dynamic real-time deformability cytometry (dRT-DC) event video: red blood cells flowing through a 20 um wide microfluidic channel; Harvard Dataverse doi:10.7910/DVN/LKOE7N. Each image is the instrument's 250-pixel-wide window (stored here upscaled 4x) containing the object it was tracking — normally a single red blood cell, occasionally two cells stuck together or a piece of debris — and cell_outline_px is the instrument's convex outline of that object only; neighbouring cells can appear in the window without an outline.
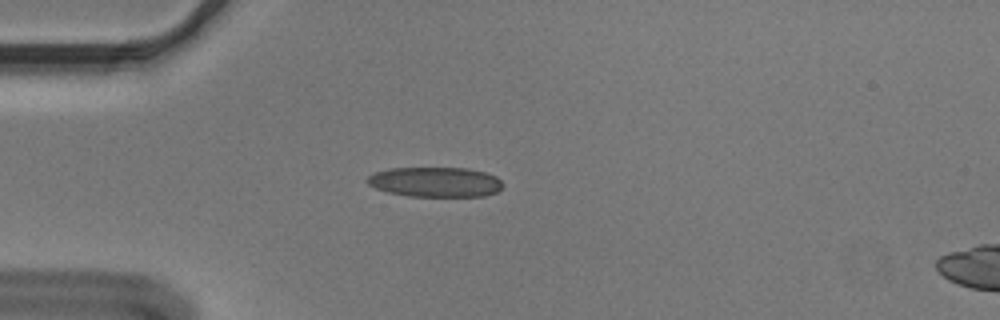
{"species": "Egyptian fruit bat (a non-hibernating species)", "species_latin": "Rousettus aegyptiacus", "temperature_condition": "cold", "stored_images_in_passage": 46, "camera_frame_rate_fps": 3000, "um_per_image_px": 0.085, "animal": {"sex": "male"}, "frame": {"image": 1, "passage_image": 6, "time_ms": 1.667, "image_size_px": [1000, 320], "cell_outline_px": [[504, 184], [496, 192], [484, 196], [408, 196], [388, 192], [376, 188], [368, 184], [364, 180], [368, 176], [376, 172], [388, 168], [468, 168], [484, 172], [496, 176]], "centroid_in_image_um": [36.98, 15.46], "position_along_channel_um": 48.0, "area_um2": 23.64}}
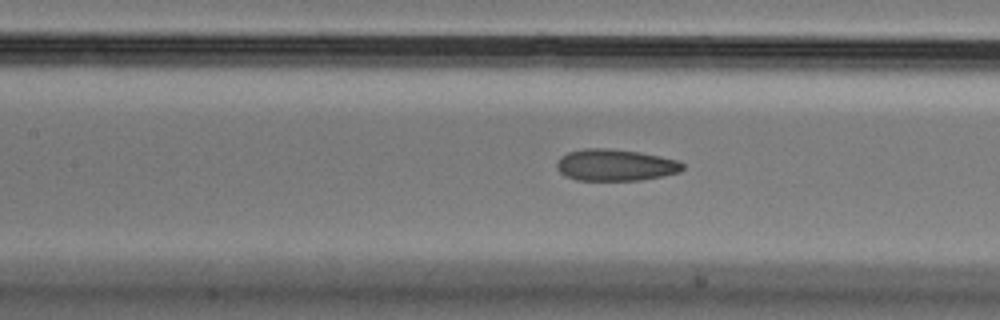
{"frame": {"image": 2, "passage_image": 16, "time_ms": 5.0, "image_size_px": [1000, 320], "cell_outline_px": [[684, 168], [680, 172], [664, 176], [640, 180], [576, 180], [564, 176], [556, 168], [556, 164], [560, 156], [568, 152], [584, 148], [608, 148], [640, 152], [660, 156], [676, 160], [684, 164]], "centroid_in_image_um": [52.29, 14.03], "position_along_channel_um": 155.1, "area_um2": 23.41}}
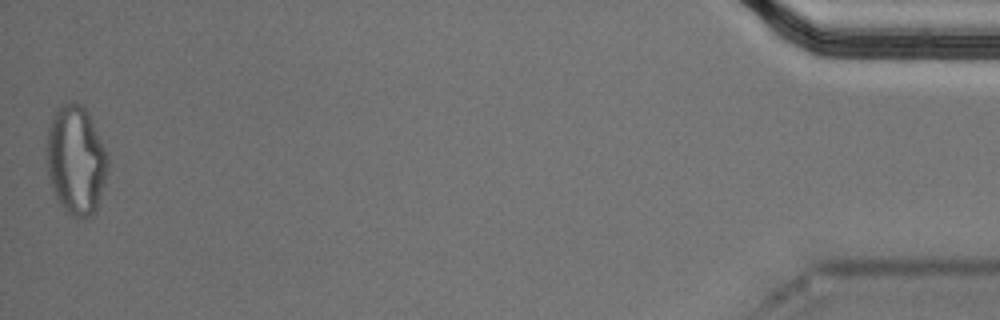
{"frame": {"image": 3, "passage_image": 46, "time_ms": 15.0, "image_size_px": [1000, 320], "cell_outline_px": [[108, 168], [96, 212], [92, 216], [84, 220], [72, 216], [60, 204], [52, 188], [48, 176], [44, 148], [48, 128], [52, 116], [64, 104], [84, 104], [88, 112], [104, 148], [108, 160]], "centroid_in_image_um": [6.43, 13.65], "position_along_channel_um": 428.8, "area_um2": 38.96}, "authors_computed_cell_mechanics": {"area_um2": 24.0159, "velocity_mm_per_s": 3.6266, "shape_relaxation_time_tau1_ms": null, "shape_relaxation_time_tau2_ms": 2.4431, "deformation_change_tau1": null, "deformation_change_tau2": 0.102}}